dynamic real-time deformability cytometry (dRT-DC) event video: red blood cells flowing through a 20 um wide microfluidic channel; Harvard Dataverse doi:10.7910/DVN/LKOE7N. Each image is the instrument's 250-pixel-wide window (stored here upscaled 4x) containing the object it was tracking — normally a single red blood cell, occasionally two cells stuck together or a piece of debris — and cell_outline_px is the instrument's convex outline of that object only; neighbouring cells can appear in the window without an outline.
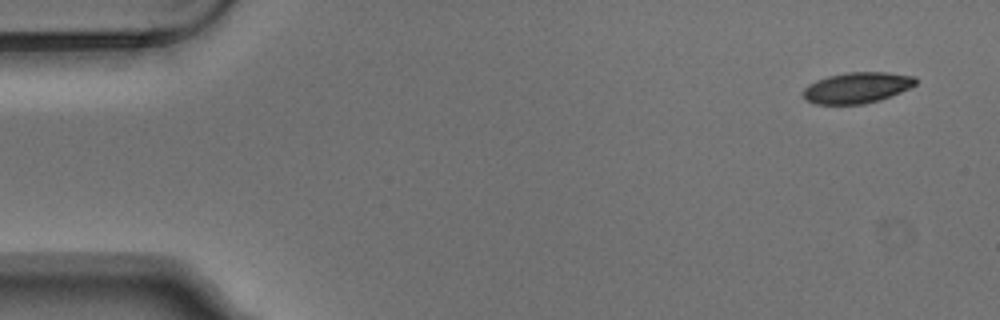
{"species": "Egyptian fruit bat (a non-hibernating species)", "species_latin": "Rousettus aegyptiacus", "temperature_condition": "warm", "stored_images_in_passage": 4, "camera_frame_rate_fps": 3000, "um_per_image_px": 0.085, "animal": {"sex": "male"}, "frame": {"image": 1, "passage_image": 1, "time_ms": 0.0, "image_size_px": [1000, 320], "cell_outline_px": [[916, 84], [900, 92], [880, 100], [864, 104], [816, 104], [804, 100], [800, 92], [808, 84], [816, 80], [828, 76], [848, 72], [888, 72], [916, 76]], "centroid_in_image_um": [72.8, 7.45], "position_along_channel_um": 12.2, "area_um2": 20.46}}
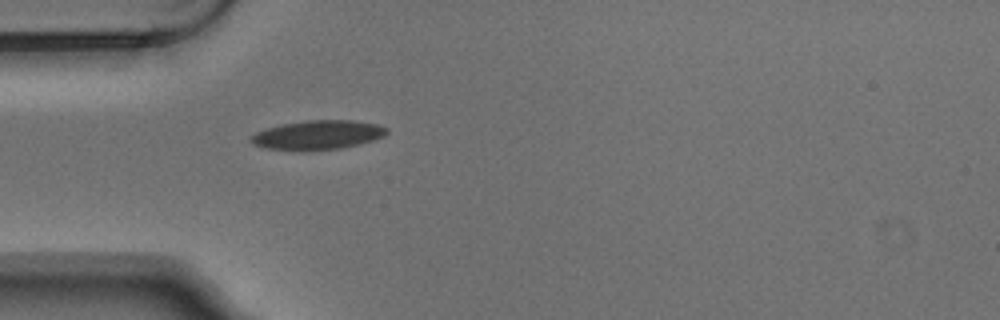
{"frame": {"image": 2, "passage_image": 4, "time_ms": 1.0, "image_size_px": [1000, 320], "cell_outline_px": [[388, 132], [384, 136], [372, 140], [340, 148], [264, 148], [252, 144], [248, 140], [256, 132], [268, 128], [284, 124], [308, 120], [352, 120], [376, 124], [388, 128]], "centroid_in_image_um": [27.03, 11.43], "position_along_channel_um": 58.0, "area_um2": 22.08}}